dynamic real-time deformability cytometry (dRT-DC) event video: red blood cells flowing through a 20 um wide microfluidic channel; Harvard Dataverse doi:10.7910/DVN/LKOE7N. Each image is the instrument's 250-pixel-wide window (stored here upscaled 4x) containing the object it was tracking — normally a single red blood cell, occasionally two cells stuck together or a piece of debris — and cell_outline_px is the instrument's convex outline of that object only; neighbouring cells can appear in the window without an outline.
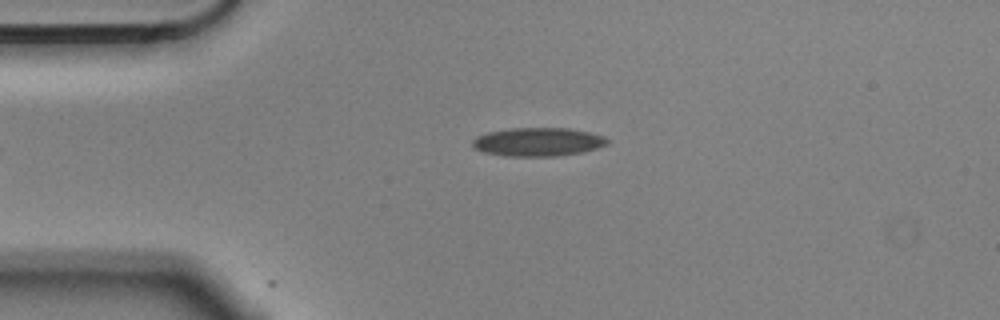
{"species": "Egyptian fruit bat (a non-hibernating species)", "species_latin": "Rousettus aegyptiacus", "temperature_condition": "cold", "stored_images_in_passage": 2, "camera_frame_rate_fps": 3000, "um_per_image_px": 0.085, "animal": {"sex": "male"}, "frame": {"image": 1, "passage_image": 2, "time_ms": 0.333, "image_size_px": [1000, 320], "cell_outline_px": [[612, 140], [608, 144], [584, 152], [556, 156], [504, 156], [484, 152], [476, 148], [472, 144], [472, 140], [476, 136], [488, 132], [512, 128], [568, 128], [588, 132], [604, 136]], "centroid_in_image_um": [45.76, 12.06], "position_along_channel_um": 39.2, "area_um2": 22.48}}